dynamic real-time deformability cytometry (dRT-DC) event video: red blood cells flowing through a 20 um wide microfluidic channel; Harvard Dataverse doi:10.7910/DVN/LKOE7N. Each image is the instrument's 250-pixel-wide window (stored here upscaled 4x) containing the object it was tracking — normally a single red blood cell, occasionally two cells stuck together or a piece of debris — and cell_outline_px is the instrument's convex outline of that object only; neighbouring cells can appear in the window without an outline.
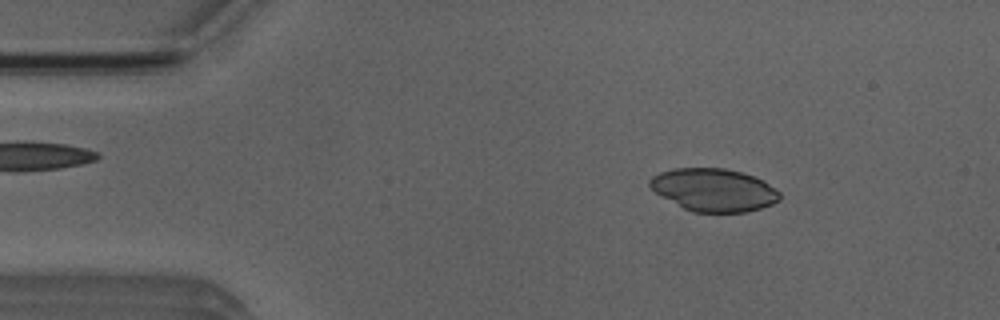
{"species": "Egyptian fruit bat (a non-hibernating species)", "species_latin": "Rousettus aegyptiacus", "temperature_condition": "room temperature", "stored_images_in_passage": 12, "camera_frame_rate_fps": 3000, "um_per_image_px": 0.085, "animal": {"sex": "male"}, "frame": {"image": 1, "passage_image": 1, "time_ms": 0.0, "image_size_px": [1000, 320], "cell_outline_px": [[780, 200], [772, 204], [760, 208], [744, 212], [692, 212], [684, 208], [656, 192], [648, 184], [648, 180], [652, 176], [660, 172], [672, 168], [724, 168], [740, 172], [764, 180], [776, 188], [780, 192]], "centroid_in_image_um": [60.69, 16.13], "position_along_channel_um": 24.3, "area_um2": 32.25}}